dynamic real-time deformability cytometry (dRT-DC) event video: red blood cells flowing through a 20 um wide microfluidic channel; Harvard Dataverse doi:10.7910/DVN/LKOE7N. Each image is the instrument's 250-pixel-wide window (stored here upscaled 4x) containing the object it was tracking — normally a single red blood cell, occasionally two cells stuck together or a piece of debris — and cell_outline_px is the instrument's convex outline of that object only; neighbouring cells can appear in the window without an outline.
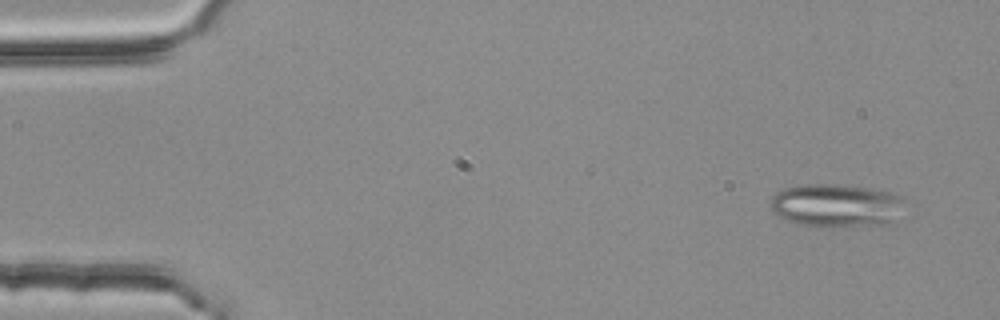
{"species": "common noctule bat (a hibernating species)", "species_latin": "Nyctalus noctula", "temperature_condition": "room temperature", "stored_images_in_passage": 3, "camera_frame_rate_fps": 3000, "um_per_image_px": 0.085, "animal": {"sex": "female", "body_mass_g": 25.1}, "frame": {"image": 1, "passage_image": 1, "time_ms": 0.0, "image_size_px": [1000, 320], "cell_outline_px": [[904, 200], [892, 228], [832, 228], [796, 224], [780, 216], [768, 204], [772, 196], [776, 192], [784, 188], [804, 184], [836, 184], [872, 188], [892, 192], [904, 196]], "centroid_in_image_um": [71.19, 17.52], "position_along_channel_um": 13.8, "area_um2": 35.37}}